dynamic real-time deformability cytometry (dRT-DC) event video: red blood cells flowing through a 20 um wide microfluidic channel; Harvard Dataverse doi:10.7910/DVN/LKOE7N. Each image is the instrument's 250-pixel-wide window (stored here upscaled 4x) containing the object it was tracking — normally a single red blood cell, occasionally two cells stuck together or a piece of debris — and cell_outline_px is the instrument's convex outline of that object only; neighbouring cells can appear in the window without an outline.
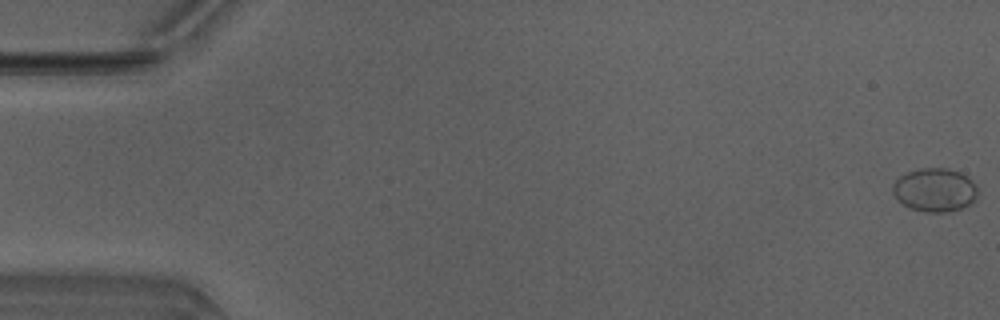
{"species": "Egyptian fruit bat (a non-hibernating species)", "species_latin": "Rousettus aegyptiacus", "temperature_condition": "warm", "stored_images_in_passage": 50, "camera_frame_rate_fps": 3000, "um_per_image_px": 0.085, "animal": {"sex": "male"}, "frame": {"image": 1, "passage_image": 1, "time_ms": 0.0, "image_size_px": [1000, 320], "cell_outline_px": [[976, 200], [960, 208], [944, 212], [924, 212], [912, 208], [896, 200], [892, 192], [892, 184], [900, 176], [908, 172], [920, 168], [948, 168], [960, 172], [972, 180], [976, 188]], "centroid_in_image_um": [79.43, 16.13], "position_along_channel_um": 5.6, "area_um2": 21.44}}
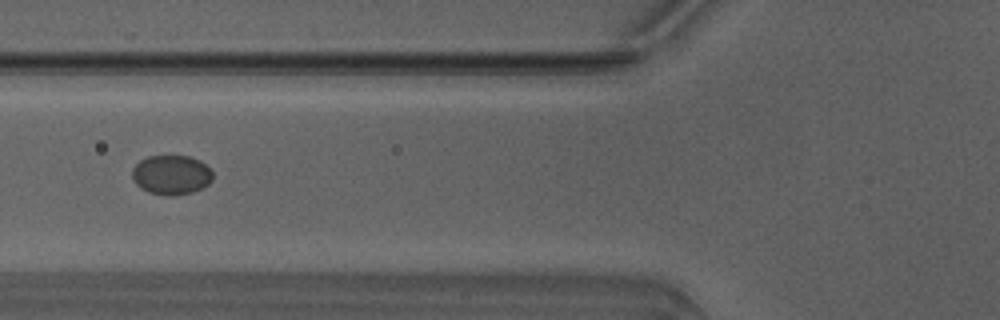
{"frame": {"image": 2, "passage_image": 20, "time_ms": 6.333, "image_size_px": [1000, 320], "cell_outline_px": [[212, 180], [208, 184], [192, 192], [176, 196], [168, 196], [148, 192], [140, 188], [132, 180], [132, 168], [140, 160], [148, 156], [188, 156], [200, 160], [212, 172]], "centroid_in_image_um": [14.53, 14.87], "position_along_channel_um": 111.3, "area_um2": 18.61}}
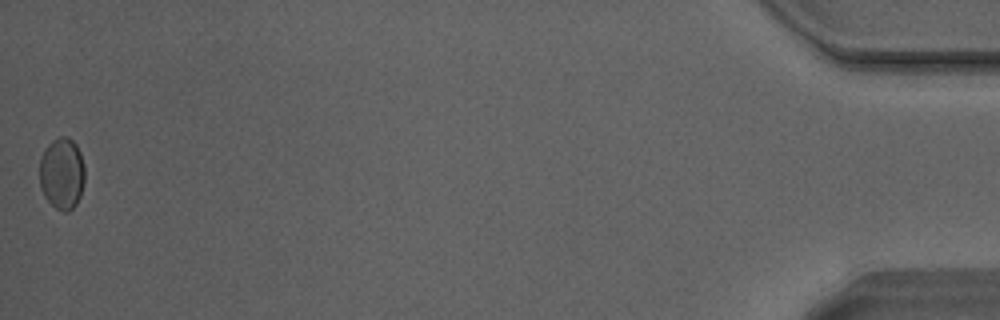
{"frame": {"image": 3, "passage_image": 50, "time_ms": 16.333, "image_size_px": [1000, 320], "cell_outline_px": [[84, 180], [80, 196], [76, 204], [68, 212], [64, 212], [56, 208], [44, 196], [40, 188], [40, 156], [44, 148], [52, 140], [60, 136], [68, 136], [76, 144], [80, 152], [84, 164]], "centroid_in_image_um": [5.26, 14.72], "position_along_channel_um": 429.9, "area_um2": 19.07}}